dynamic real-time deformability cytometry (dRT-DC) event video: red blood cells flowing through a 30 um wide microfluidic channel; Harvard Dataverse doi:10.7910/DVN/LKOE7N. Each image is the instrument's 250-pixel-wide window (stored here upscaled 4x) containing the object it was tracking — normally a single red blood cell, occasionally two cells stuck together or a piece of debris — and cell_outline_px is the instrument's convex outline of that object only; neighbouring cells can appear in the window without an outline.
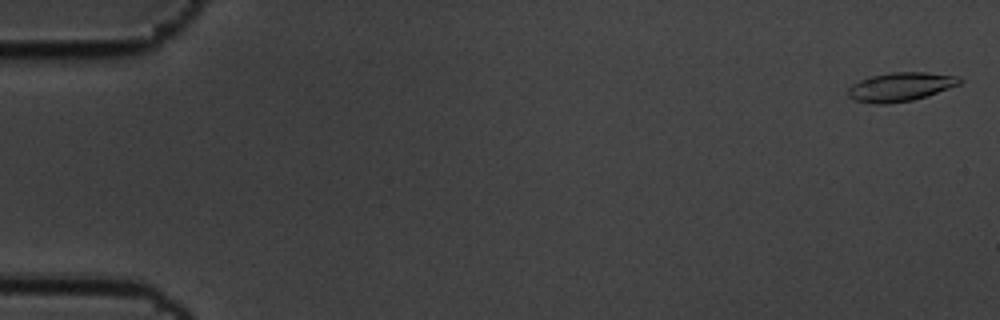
{"species": "common noctule bat (a hibernating species)", "species_latin": "Nyctalus noctula", "temperature_condition": "cold", "stored_images_in_passage": 59, "camera_frame_rate_fps": 3000, "um_per_image_px": 0.085, "animal": {"sex": "male", "body_mass_g": 19.5, "forearm_length_mm": 54.6}, "frame": {"image": 1, "passage_image": 2, "time_ms": 0.333, "image_size_px": [1000, 320], "cell_outline_px": [[964, 80], [960, 84], [912, 100], [888, 104], [876, 104], [852, 100], [848, 96], [848, 88], [852, 84], [860, 80], [872, 76], [888, 72], [924, 72], [960, 76]], "centroid_in_image_um": [76.52, 7.37], "position_along_channel_um": 8.5, "area_um2": 18.73}}
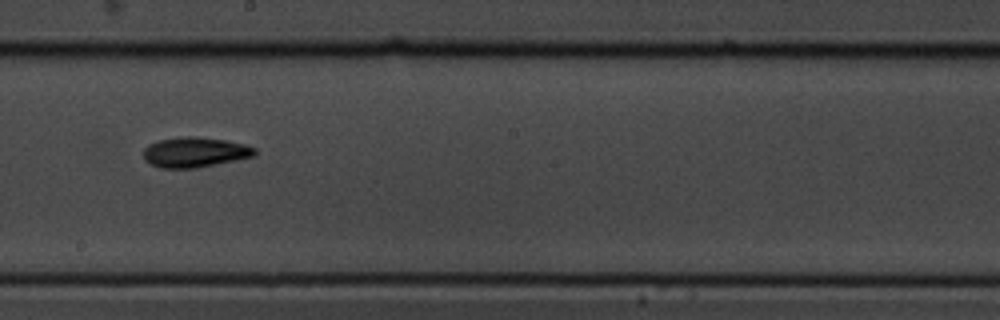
{"frame": {"image": 2, "passage_image": 34, "time_ms": 11.0, "image_size_px": [1000, 320], "cell_outline_px": [[256, 156], [196, 168], [160, 168], [144, 160], [144, 148], [148, 144], [160, 140], [184, 136], [196, 136], [224, 140], [244, 144], [256, 148]], "centroid_in_image_um": [16.57, 12.94], "position_along_channel_um": 231.6, "area_um2": 19.54}}
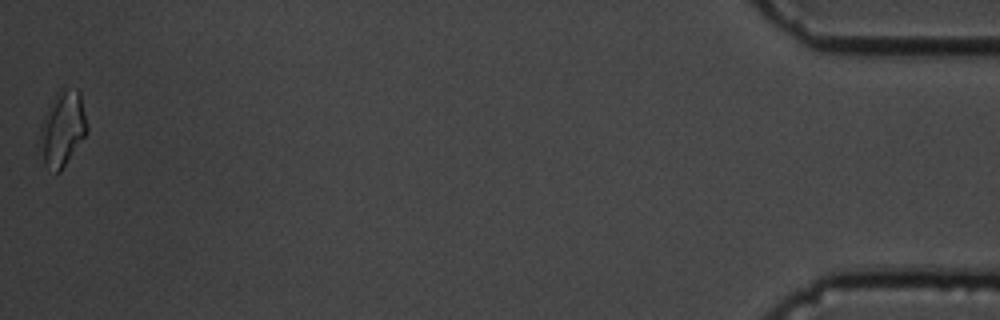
{"frame": {"image": 3, "passage_image": 59, "time_ms": 19.333, "image_size_px": [1000, 320], "cell_outline_px": [[88, 132], [60, 172], [56, 172], [44, 164], [36, 152], [36, 144], [40, 124], [56, 92], [60, 88], [76, 88], [80, 92], [88, 124]], "centroid_in_image_um": [5.26, 10.95], "position_along_channel_um": 429.9, "area_um2": 21.44}, "authors_computed_cell_mechanics": {"area_um2": 18.3804, "velocity_mm_per_s": 3.4651, "shape_relaxation_time_tau1_ms": 5.577, "shape_relaxation_time_tau2_ms": 5.3377, "deformation_change_tau1": 0.1482, "deformation_change_tau2": 0.1179}}